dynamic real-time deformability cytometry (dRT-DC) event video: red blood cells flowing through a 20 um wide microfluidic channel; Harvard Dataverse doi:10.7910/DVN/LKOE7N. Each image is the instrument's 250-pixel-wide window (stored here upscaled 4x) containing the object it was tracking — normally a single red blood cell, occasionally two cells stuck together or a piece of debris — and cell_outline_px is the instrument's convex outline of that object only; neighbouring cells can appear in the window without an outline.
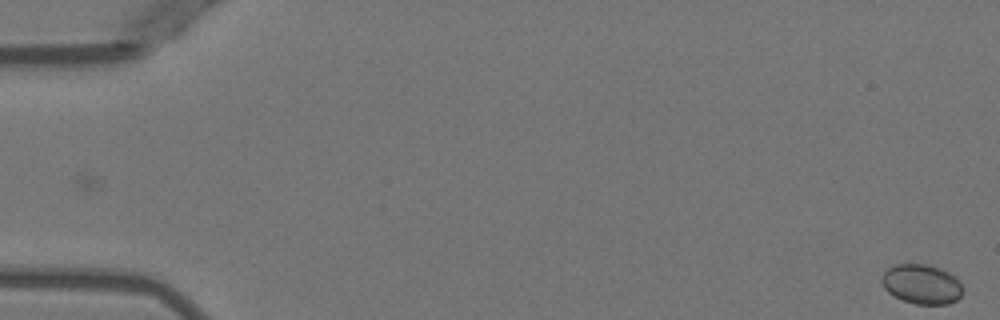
{"species": "Egyptian fruit bat (a non-hibernating species)", "species_latin": "Rousettus aegyptiacus", "temperature_condition": "warm", "stored_images_in_passage": 49, "camera_frame_rate_fps": 3000, "um_per_image_px": 0.085, "animal": {"sex": "female"}, "frame": {"image": 1, "passage_image": 1, "time_ms": 0.0, "image_size_px": [1000, 320], "cell_outline_px": [[964, 288], [960, 296], [956, 300], [948, 304], [916, 304], [904, 300], [888, 292], [884, 288], [880, 280], [880, 276], [892, 264], [924, 264], [940, 268], [956, 276]], "centroid_in_image_um": [78.34, 24.14], "position_along_channel_um": 6.7, "area_um2": 18.84}}
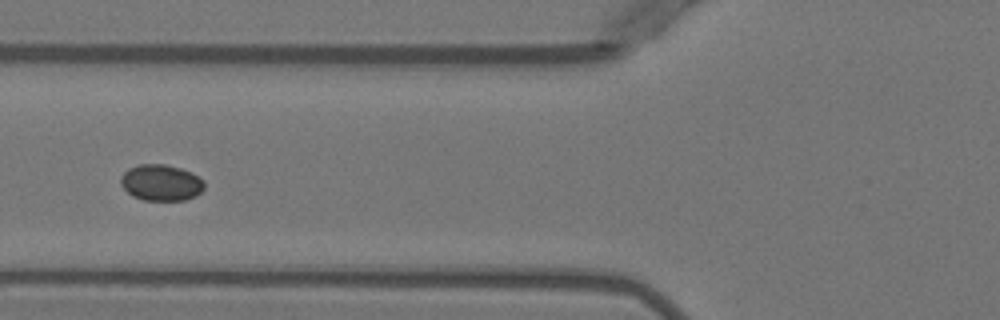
{"frame": {"image": 2, "passage_image": 21, "time_ms": 6.667, "image_size_px": [1000, 320], "cell_outline_px": [[204, 188], [196, 196], [184, 200], [144, 200], [132, 196], [120, 184], [120, 176], [128, 168], [140, 164], [164, 164], [180, 168], [204, 180]], "centroid_in_image_um": [13.66, 15.53], "position_along_channel_um": 112.1, "area_um2": 17.57}}
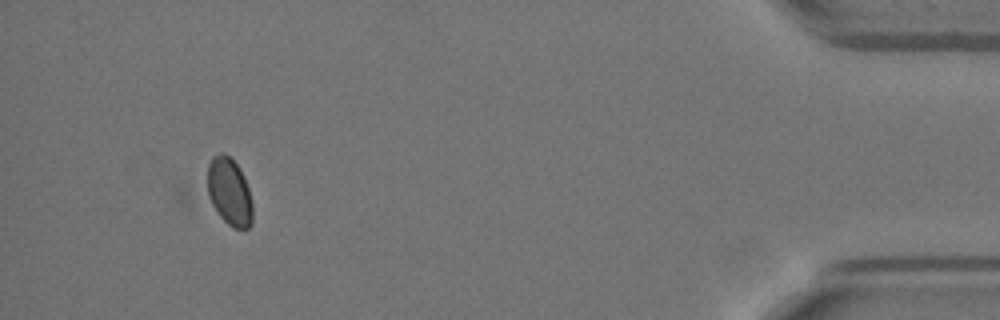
{"frame": {"image": 3, "passage_image": 49, "time_ms": 16.0, "image_size_px": [1000, 320], "cell_outline_px": [[252, 224], [248, 228], [232, 228], [188, 208], [180, 204], [172, 196], [172, 192], [176, 184], [212, 156], [220, 152], [224, 152], [240, 168], [244, 176], [248, 188], [252, 204]], "centroid_in_image_um": [18.47, 16.34], "position_along_channel_um": 416.7, "area_um2": 28.32}}